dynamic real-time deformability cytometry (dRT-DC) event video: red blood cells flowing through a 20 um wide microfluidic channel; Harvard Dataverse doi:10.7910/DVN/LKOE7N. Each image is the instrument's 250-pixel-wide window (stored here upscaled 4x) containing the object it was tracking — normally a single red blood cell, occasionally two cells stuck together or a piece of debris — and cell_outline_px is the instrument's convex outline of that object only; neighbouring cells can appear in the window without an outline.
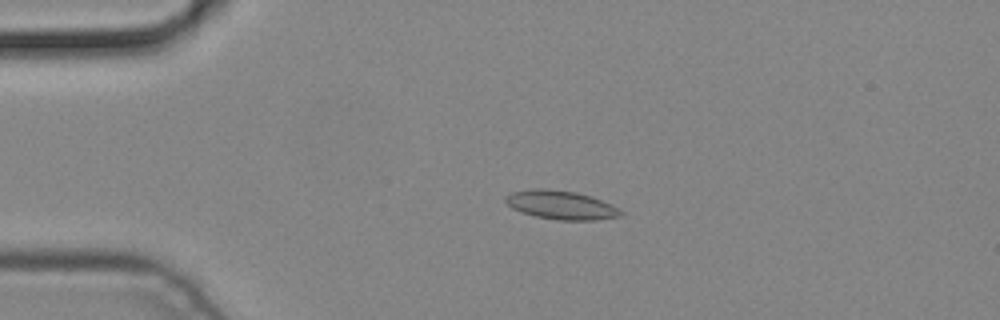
{"species": "common noctule bat (a hibernating species)", "species_latin": "Nyctalus noctula", "temperature_condition": "cold", "stored_images_in_passage": 4, "camera_frame_rate_fps": 3000, "um_per_image_px": 0.085, "animal": {"sex": "male", "body_mass_g": 19.2, "forearm_length_mm": 51.8}, "frame": {"image": 1, "passage_image": 3, "time_ms": 0.667, "image_size_px": [1000, 320], "cell_outline_px": [[624, 212], [620, 216], [596, 220], [556, 220], [536, 216], [520, 212], [512, 208], [504, 200], [504, 196], [512, 192], [532, 188], [544, 188], [576, 192], [592, 196]], "centroid_in_image_um": [47.63, 17.42], "position_along_channel_um": 37.4, "area_um2": 19.25}}